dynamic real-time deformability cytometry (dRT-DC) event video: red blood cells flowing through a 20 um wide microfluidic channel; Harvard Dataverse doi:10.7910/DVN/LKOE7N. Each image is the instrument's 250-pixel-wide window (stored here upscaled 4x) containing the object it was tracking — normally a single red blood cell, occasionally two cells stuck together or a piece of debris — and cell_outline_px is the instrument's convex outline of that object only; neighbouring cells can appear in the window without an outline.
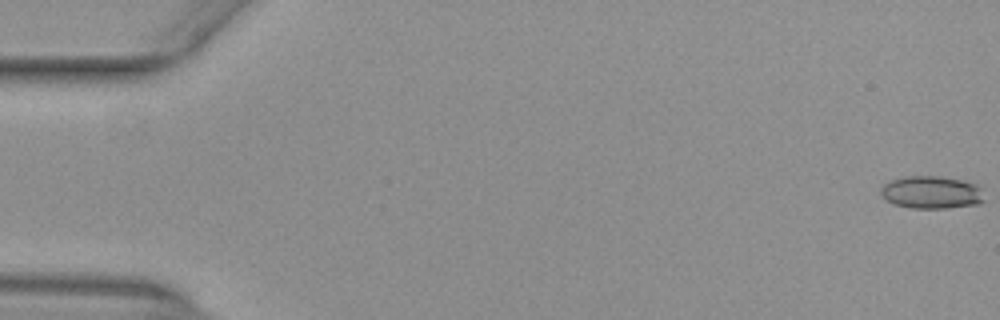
{"species": "common noctule bat (a hibernating species)", "species_latin": "Nyctalus noctula", "temperature_condition": "warm", "stored_images_in_passage": 53, "camera_frame_rate_fps": 3000, "um_per_image_px": 0.085, "animal": {"sex": "female", "body_mass_g": 29.2, "forearm_length_mm": 56.3}, "frame": {"image": 1, "passage_image": 1, "time_ms": 0.0, "image_size_px": [1000, 320], "cell_outline_px": [[984, 200], [980, 204], [948, 208], [912, 208], [892, 204], [884, 200], [880, 196], [880, 188], [884, 184], [892, 180], [908, 176], [940, 176], [964, 180], [976, 184], [984, 188]], "centroid_in_image_um": [79.2, 16.35], "position_along_channel_um": 5.8, "area_um2": 20.17}}
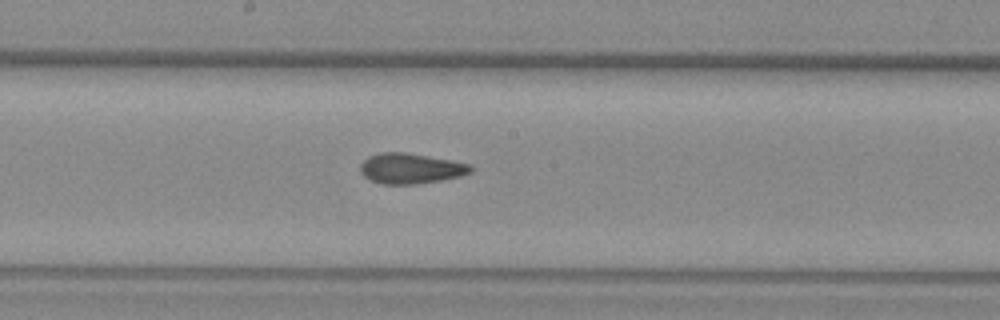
{"frame": {"image": 2, "passage_image": 29, "time_ms": 9.333, "image_size_px": [1000, 320], "cell_outline_px": [[472, 172], [460, 176], [440, 180], [412, 184], [380, 184], [364, 176], [360, 172], [360, 164], [368, 156], [380, 152], [404, 152], [428, 156], [472, 164]], "centroid_in_image_um": [34.89, 14.31], "position_along_channel_um": 213.3, "area_um2": 19.48}}
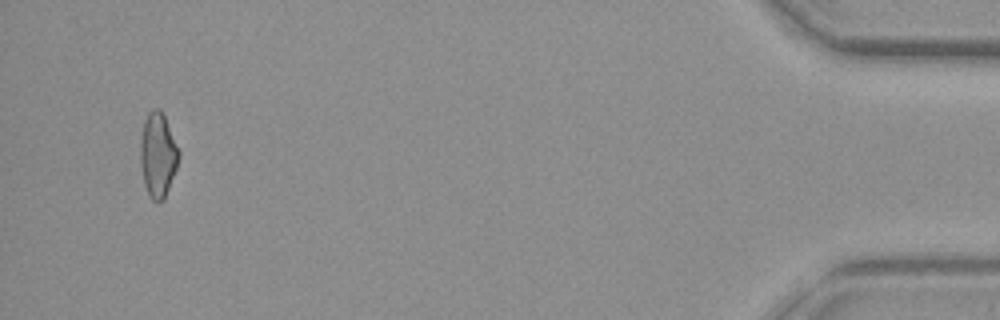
{"frame": {"image": 3, "passage_image": 51, "time_ms": 16.667, "image_size_px": [1000, 320], "cell_outline_px": [[180, 156], [176, 168], [164, 200], [160, 204], [156, 204], [148, 196], [144, 184], [140, 164], [140, 144], [144, 120], [148, 112], [152, 108], [160, 108], [164, 116], [180, 152]], "centroid_in_image_um": [13.41, 13.21], "position_along_channel_um": 421.8, "area_um2": 19.13}, "authors_computed_cell_mechanics": {"area_um2": 19.2474, "velocity_mm_per_s": 3.9912, "shape_relaxation_time_tau1_ms": null, "shape_relaxation_time_tau2_ms": 2.0502, "deformation_change_tau1": null, "deformation_change_tau2": 0.0904}}